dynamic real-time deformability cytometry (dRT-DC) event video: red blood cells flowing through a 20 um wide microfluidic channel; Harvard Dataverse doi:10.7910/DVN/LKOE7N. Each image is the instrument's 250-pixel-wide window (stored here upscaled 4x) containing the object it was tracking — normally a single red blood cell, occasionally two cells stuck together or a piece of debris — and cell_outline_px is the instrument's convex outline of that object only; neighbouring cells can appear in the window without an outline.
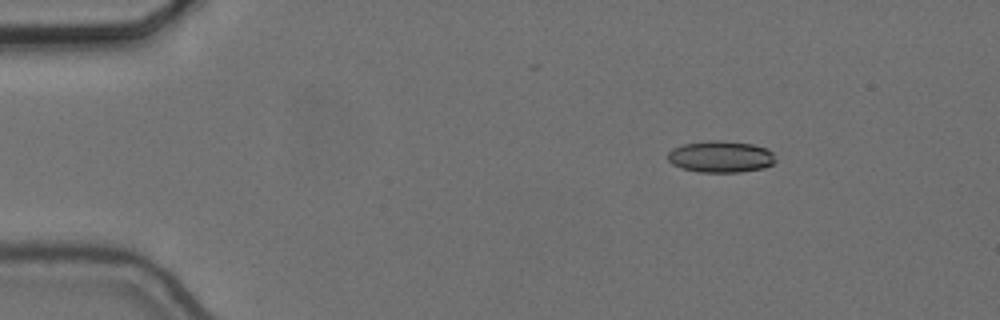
{"species": "common noctule bat (a hibernating species)", "species_latin": "Nyctalus noctula", "temperature_condition": "cold", "stored_images_in_passage": 36, "camera_frame_rate_fps": 3000, "um_per_image_px": 0.085, "animal": {"sex": "female", "body_mass_g": 24.6, "forearm_length_mm": 56.2}, "frame": {"image": 1, "passage_image": 8, "time_ms": 2.333, "image_size_px": [1000, 320], "cell_outline_px": [[776, 160], [772, 164], [764, 168], [740, 172], [700, 172], [680, 168], [672, 164], [668, 160], [668, 152], [672, 148], [684, 144], [708, 140], [724, 140], [752, 144], [768, 148], [772, 152]], "centroid_in_image_um": [61.26, 13.31], "position_along_channel_um": 23.7, "area_um2": 20.06}}
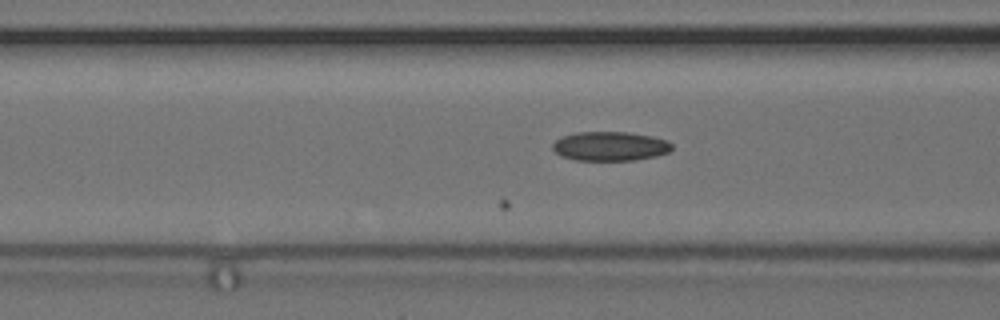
{"frame": {"image": 2, "passage_image": 22, "time_ms": 7.0, "image_size_px": [1000, 320], "cell_outline_px": [[672, 148], [668, 152], [656, 156], [636, 160], [576, 160], [560, 156], [552, 148], [552, 144], [556, 140], [564, 136], [576, 132], [628, 132], [652, 136], [668, 140], [672, 144]], "centroid_in_image_um": [51.87, 12.43], "position_along_channel_um": 114.7, "area_um2": 20.35}}
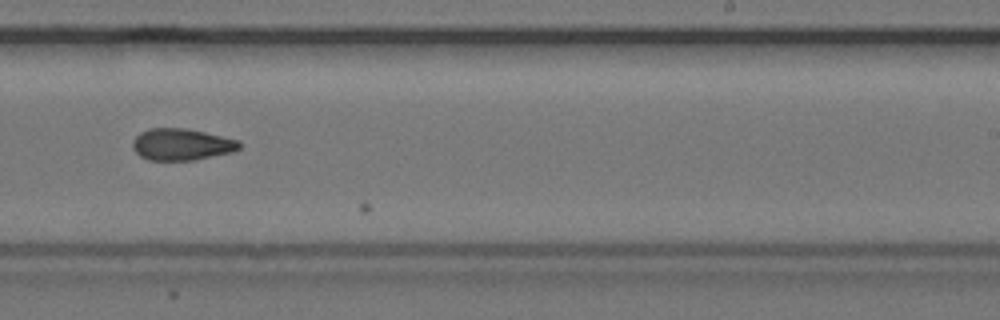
{"frame": {"image": 3, "passage_image": 35, "time_ms": 11.333, "image_size_px": [1000, 320], "cell_outline_px": [[240, 148], [232, 152], [192, 160], [148, 160], [140, 156], [132, 148], [132, 140], [140, 132], [148, 128], [184, 128], [204, 132], [240, 140]], "centroid_in_image_um": [15.4, 12.27], "position_along_channel_um": 273.6, "area_um2": 19.71}}